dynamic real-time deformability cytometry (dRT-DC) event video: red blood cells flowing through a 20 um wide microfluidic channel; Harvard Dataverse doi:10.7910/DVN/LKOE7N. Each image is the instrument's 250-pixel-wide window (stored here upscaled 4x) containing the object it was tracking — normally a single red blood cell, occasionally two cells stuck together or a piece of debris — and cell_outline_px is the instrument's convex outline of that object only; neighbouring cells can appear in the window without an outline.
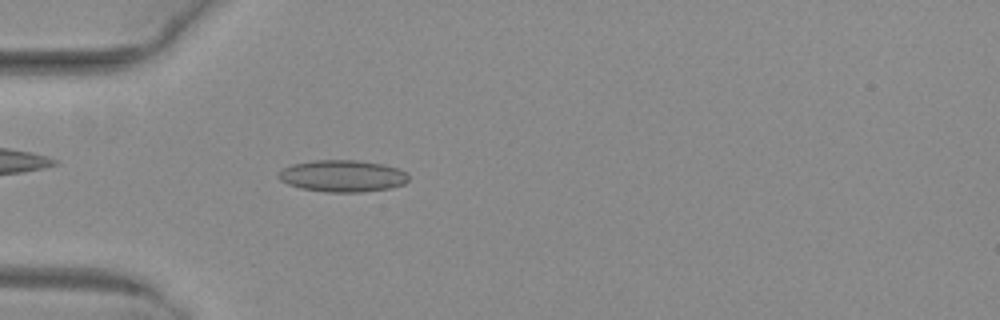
{"species": "common noctule bat (a hibernating species)", "species_latin": "Nyctalus noctula", "temperature_condition": "warm", "stored_images_in_passage": 37, "camera_frame_rate_fps": 3000, "um_per_image_px": 0.085, "animal": {"sex": "female", "body_mass_g": 29.2, "forearm_length_mm": 56.3}, "frame": {"image": 1, "passage_image": 2, "time_ms": 0.333, "image_size_px": [1000, 320], "cell_outline_px": [[408, 180], [404, 184], [392, 188], [360, 192], [328, 192], [300, 188], [288, 184], [280, 180], [276, 176], [276, 172], [292, 164], [312, 160], [356, 160], [384, 164], [396, 168], [404, 172], [408, 176]], "centroid_in_image_um": [29.07, 14.95], "position_along_channel_um": 55.9, "area_um2": 24.22}}
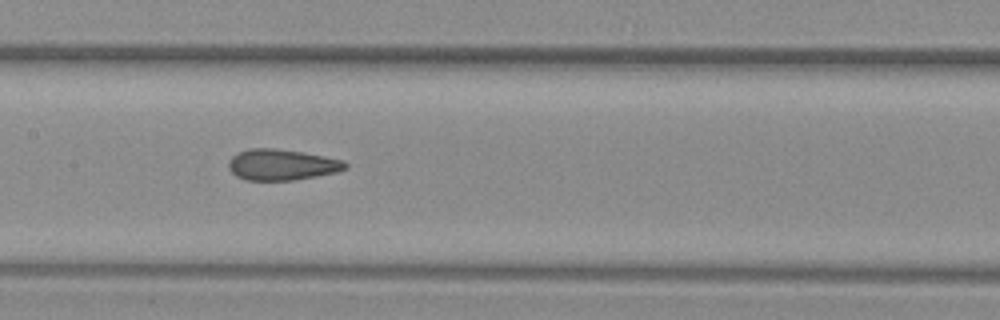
{"frame": {"image": 2, "passage_image": 12, "time_ms": 3.667, "image_size_px": [1000, 320], "cell_outline_px": [[348, 168], [336, 172], [316, 176], [292, 180], [244, 180], [236, 176], [228, 168], [228, 160], [236, 152], [248, 148], [276, 148], [324, 156], [344, 160], [348, 164]], "centroid_in_image_um": [23.92, 13.99], "position_along_channel_um": 183.5, "area_um2": 21.21}}
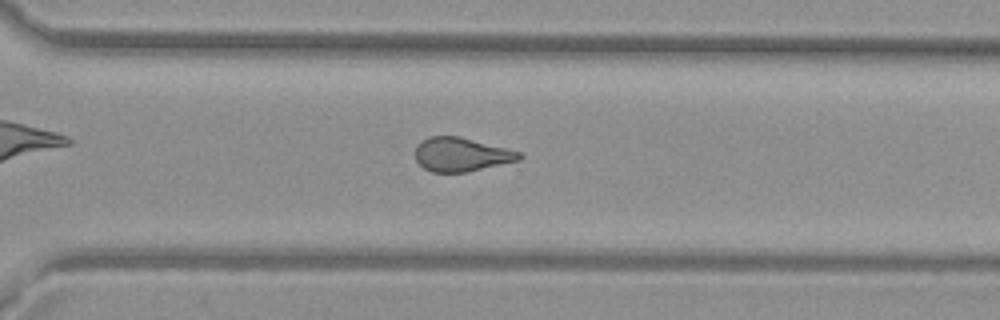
{"frame": {"image": 3, "passage_image": 23, "time_ms": 7.333, "image_size_px": [1000, 320], "cell_outline_px": [[524, 156], [520, 160], [468, 172], [432, 172], [424, 168], [416, 160], [416, 144], [420, 140], [428, 136], [460, 136], [520, 152]], "centroid_in_image_um": [39.19, 13.13], "position_along_channel_um": 331.4, "area_um2": 20.58}, "authors_computed_cell_mechanics": {"area_um2": 21.2704, "velocity_mm_per_s": 4.0518, "shape_relaxation_time_tau1_ms": null, "shape_relaxation_time_tau2_ms": 1.6867, "deformation_change_tau1": null, "deformation_change_tau2": 0.1122}}